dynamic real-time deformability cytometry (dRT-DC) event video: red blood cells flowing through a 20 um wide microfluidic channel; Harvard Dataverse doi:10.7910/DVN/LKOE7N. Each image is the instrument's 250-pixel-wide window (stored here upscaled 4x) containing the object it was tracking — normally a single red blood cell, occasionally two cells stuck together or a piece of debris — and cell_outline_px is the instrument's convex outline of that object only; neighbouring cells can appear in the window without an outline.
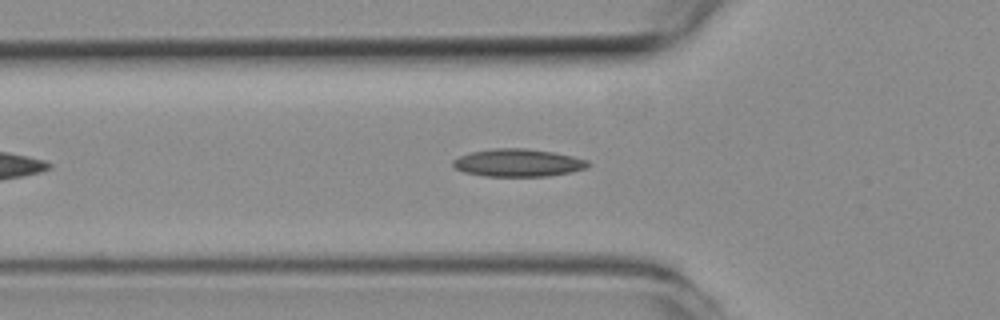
{"species": "common noctule bat (a hibernating species)", "species_latin": "Nyctalus noctula", "temperature_condition": "room temperature", "stored_images_in_passage": 34, "camera_frame_rate_fps": 3000, "um_per_image_px": 0.085, "animal": {"sex": "female", "body_mass_g": 19.3, "forearm_length_mm": 54.1}, "frame": {"image": 1, "passage_image": 6, "time_ms": 1.667, "image_size_px": [1000, 320], "cell_outline_px": [[588, 164], [584, 168], [572, 172], [548, 176], [484, 176], [464, 172], [456, 168], [452, 164], [452, 160], [460, 156], [472, 152], [496, 148], [524, 148], [552, 152], [572, 156], [588, 160]], "centroid_in_image_um": [44.01, 13.84], "position_along_channel_um": 81.8, "area_um2": 21.56}}
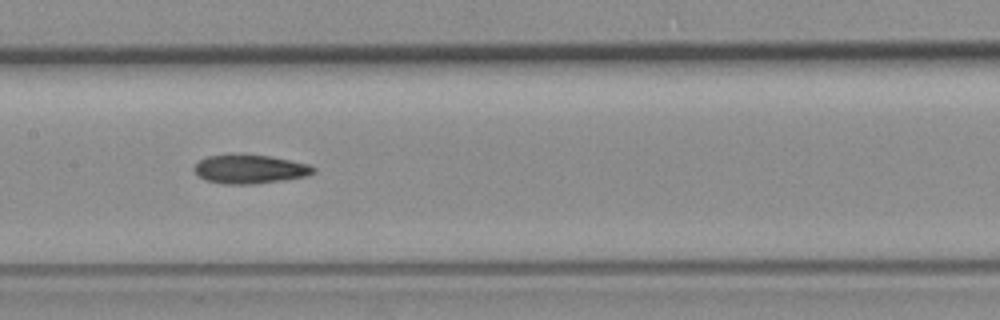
{"frame": {"image": 2, "passage_image": 14, "time_ms": 4.333, "image_size_px": [1000, 320], "cell_outline_px": [[316, 172], [304, 176], [256, 184], [224, 184], [204, 180], [192, 168], [200, 160], [208, 156], [268, 156], [308, 164], [316, 168]], "centroid_in_image_um": [21.23, 14.41], "position_along_channel_um": 186.2, "area_um2": 19.36}}
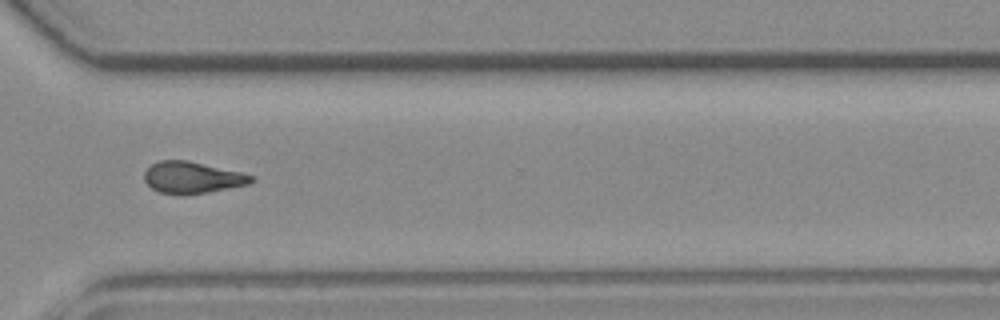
{"frame": {"image": 3, "passage_image": 27, "time_ms": 8.667, "image_size_px": [1000, 320], "cell_outline_px": [[252, 180], [248, 184], [208, 192], [184, 196], [180, 196], [160, 192], [152, 188], [144, 180], [144, 172], [152, 164], [160, 160], [184, 160], [240, 172], [252, 176]], "centroid_in_image_um": [16.28, 15.11], "position_along_channel_um": 354.3, "area_um2": 19.48}, "authors_computed_cell_mechanics": {"area_um2": 19.8543, "velocity_mm_per_s": 3.8818, "shape_relaxation_time_tau1_ms": null, "shape_relaxation_time_tau2_ms": 6.6011, "deformation_change_tau1": null, "deformation_change_tau2": 0.1354}}